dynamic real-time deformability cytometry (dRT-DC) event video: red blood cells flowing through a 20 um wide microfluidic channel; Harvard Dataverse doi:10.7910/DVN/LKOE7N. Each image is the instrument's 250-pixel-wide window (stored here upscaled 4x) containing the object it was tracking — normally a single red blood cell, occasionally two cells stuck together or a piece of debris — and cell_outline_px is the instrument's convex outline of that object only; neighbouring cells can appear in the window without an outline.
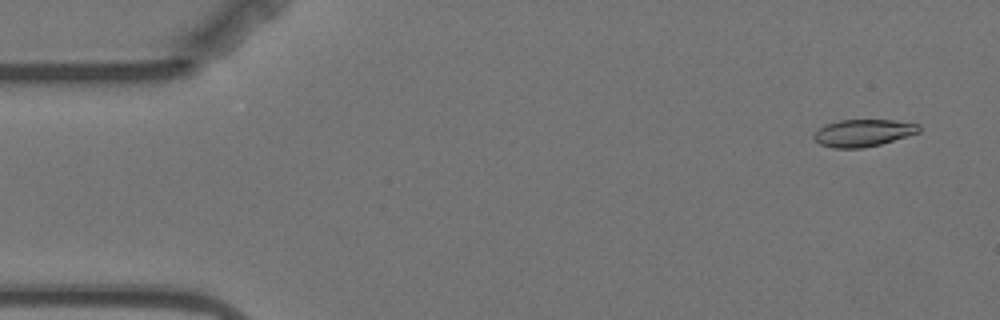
{"species": "Egyptian fruit bat (a non-hibernating species)", "species_latin": "Rousettus aegyptiacus", "temperature_condition": "warm", "stored_images_in_passage": 5, "camera_frame_rate_fps": 3000, "um_per_image_px": 0.085, "animal": {"sex": "female"}, "frame": {"image": 1, "passage_image": 1, "time_ms": 0.0, "image_size_px": [1000, 320], "cell_outline_px": [[920, 132], [880, 144], [864, 148], [832, 148], [820, 144], [812, 136], [824, 124], [840, 120], [892, 120], [920, 124]], "centroid_in_image_um": [73.36, 11.3], "position_along_channel_um": 11.6, "area_um2": 16.59}}
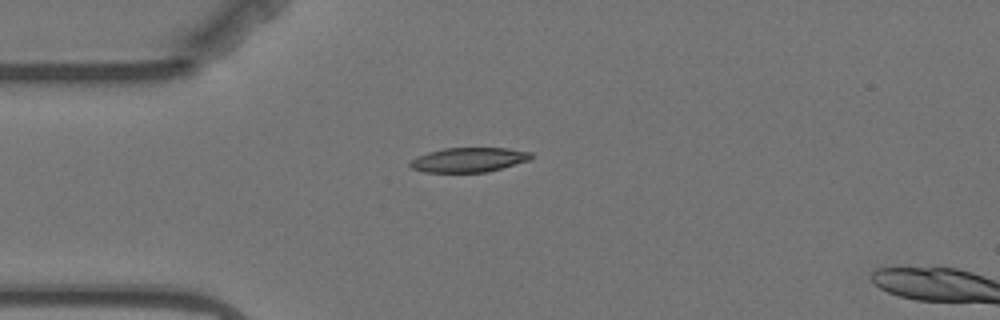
{"frame": {"image": 2, "passage_image": 4, "time_ms": 3.667, "image_size_px": [1000, 320], "cell_outline_px": [[532, 156], [528, 160], [488, 172], [424, 172], [412, 168], [408, 164], [416, 156], [428, 152], [444, 148], [508, 148], [532, 152]], "centroid_in_image_um": [39.82, 13.58], "position_along_channel_um": 45.2, "area_um2": 17.22}}